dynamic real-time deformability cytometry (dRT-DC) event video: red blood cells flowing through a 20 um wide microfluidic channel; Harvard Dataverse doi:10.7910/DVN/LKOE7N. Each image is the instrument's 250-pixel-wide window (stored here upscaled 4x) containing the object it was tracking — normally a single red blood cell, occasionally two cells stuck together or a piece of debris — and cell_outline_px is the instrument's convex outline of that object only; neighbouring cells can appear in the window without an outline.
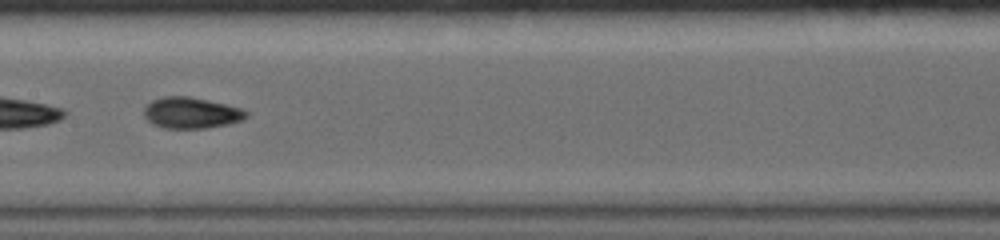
{"species": "common noctule bat (a hibernating species)", "species_latin": "Nyctalus noctula", "temperature_condition": "warm", "stored_images_in_passage": 45, "camera_frame_rate_fps": 5000, "um_per_image_px": 0.085, "animal": {"sex": "female", "body_mass_g": 19.0, "forearm_length_mm": 56.7}, "frame": {"image": 1, "passage_image": 14, "time_ms": 4.2, "image_size_px": [1000, 240], "cell_outline_px": [[248, 116], [240, 120], [228, 124], [204, 128], [164, 128], [152, 124], [144, 116], [144, 108], [152, 100], [164, 96], [188, 96], [208, 100], [240, 108], [248, 112]], "centroid_in_image_um": [16.22, 9.59], "position_along_channel_um": 191.2, "area_um2": 18.38}, "authors_computed_cell_mechanics": {"area_um2": 18.3226, "velocity_mm_per_s": 3.6318, "shape_relaxation_time_tau1_ms": null, "shape_relaxation_time_tau2_ms": 1.3728, "deformation_change_tau1": null, "deformation_change_tau2": 0.0516}}